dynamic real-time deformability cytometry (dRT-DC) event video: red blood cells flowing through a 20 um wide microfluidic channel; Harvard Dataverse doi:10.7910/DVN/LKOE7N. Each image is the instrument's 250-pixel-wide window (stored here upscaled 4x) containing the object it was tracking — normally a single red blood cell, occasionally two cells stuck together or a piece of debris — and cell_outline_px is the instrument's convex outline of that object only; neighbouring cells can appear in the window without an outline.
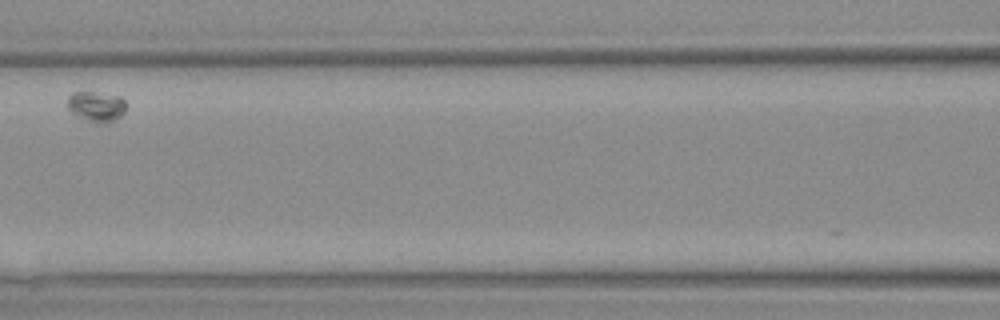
{"species": "Egyptian fruit bat (a non-hibernating species)", "species_latin": "Rousettus aegyptiacus", "temperature_condition": "warm", "stored_images_in_passage": 4, "camera_frame_rate_fps": 3000, "um_per_image_px": 0.085, "animal": {"sex": "female"}, "frame": {"image": 1, "passage_image": 4, "time_ms": 4.0, "image_size_px": [1000, 320], "cell_outline_px": [[124, 112], [116, 120], [108, 124], [96, 124], [84, 120], [76, 116], [68, 108], [68, 96], [72, 92], [92, 92], [120, 96], [124, 100]], "centroid_in_image_um": [8.17, 9.08], "position_along_channel_um": 158.4, "area_um2": 10.52}}